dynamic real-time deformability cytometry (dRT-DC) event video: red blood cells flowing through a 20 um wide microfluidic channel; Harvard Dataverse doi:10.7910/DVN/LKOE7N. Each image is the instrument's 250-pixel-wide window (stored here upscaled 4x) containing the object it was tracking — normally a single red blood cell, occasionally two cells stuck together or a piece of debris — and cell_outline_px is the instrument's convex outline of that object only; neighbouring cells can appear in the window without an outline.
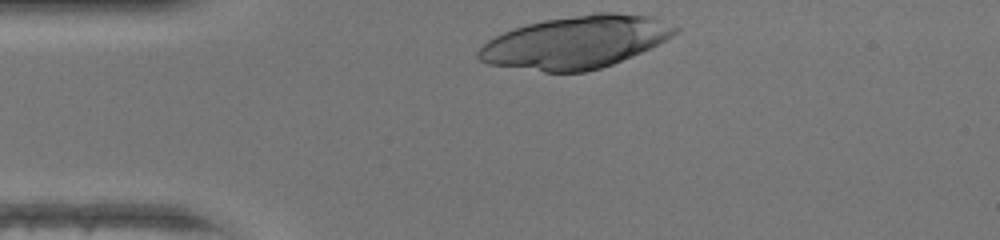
{"species": "human", "species_latin": "Homo sapiens", "temperature_condition": "warm", "stored_images_in_passage": 28, "camera_frame_rate_fps": 3000, "um_per_image_px": 0.085, "donor": {"sex": "female"}, "frame": {"image": 1, "passage_image": 1, "time_ms": 0.0, "image_size_px": [1000, 240], "cell_outline_px": [[680, 28], [672, 36], [640, 52], [612, 64], [600, 68], [584, 72], [544, 72], [488, 64], [480, 60], [476, 56], [476, 52], [488, 40], [504, 32], [528, 24], [544, 20], [596, 12], [612, 12], [648, 16]], "centroid_in_image_um": [48.89, 3.59], "position_along_channel_um": 36.1, "area_um2": 59.48}}